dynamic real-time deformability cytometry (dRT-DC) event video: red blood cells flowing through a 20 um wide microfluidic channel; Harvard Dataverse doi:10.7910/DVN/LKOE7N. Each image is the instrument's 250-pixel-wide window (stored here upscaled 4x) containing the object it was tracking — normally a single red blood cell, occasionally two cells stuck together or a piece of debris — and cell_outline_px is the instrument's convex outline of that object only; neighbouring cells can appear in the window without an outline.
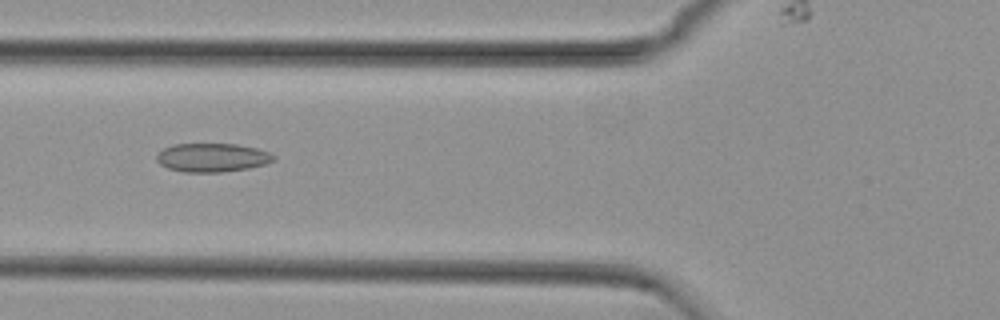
{"species": "common noctule bat (a hibernating species)", "species_latin": "Nyctalus noctula", "temperature_condition": "cold", "stored_images_in_passage": 46, "camera_frame_rate_fps": 3000, "um_per_image_px": 0.085, "animal": {"sex": "female", "body_mass_g": 29.2, "forearm_length_mm": 56.3}, "frame": {"image": 1, "passage_image": 12, "time_ms": 3.667, "image_size_px": [1000, 320], "cell_outline_px": [[276, 156], [272, 160], [264, 164], [248, 168], [224, 172], [184, 172], [168, 168], [160, 164], [156, 160], [156, 152], [172, 144], [236, 144], [256, 148], [268, 152]], "centroid_in_image_um": [17.98, 13.39], "position_along_channel_um": 107.8, "area_um2": 19.54}}
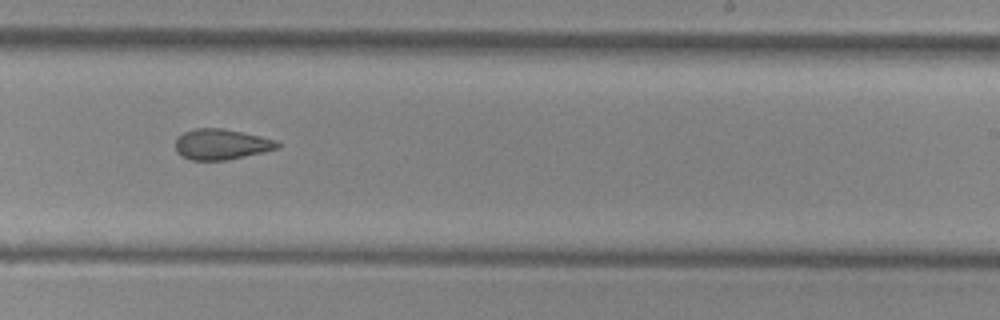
{"frame": {"image": 2, "passage_image": 25, "time_ms": 8.0, "image_size_px": [1000, 320], "cell_outline_px": [[280, 148], [264, 152], [228, 160], [192, 160], [176, 152], [176, 140], [184, 132], [196, 128], [224, 128], [260, 136], [276, 140], [280, 144]], "centroid_in_image_um": [18.85, 12.27], "position_along_channel_um": 270.2, "area_um2": 18.15}}
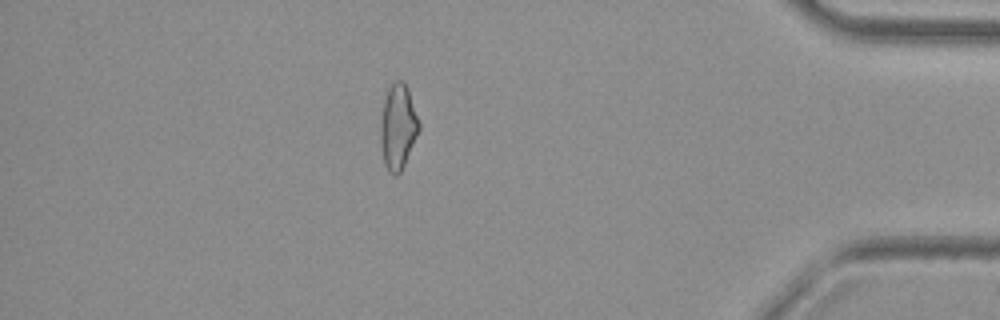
{"frame": {"image": 3, "passage_image": 39, "time_ms": 12.667, "image_size_px": [1000, 320], "cell_outline_px": [[420, 128], [404, 164], [400, 172], [396, 176], [388, 172], [384, 164], [380, 144], [380, 120], [384, 100], [388, 88], [396, 80], [404, 80], [408, 88], [420, 124]], "centroid_in_image_um": [33.81, 10.77], "position_along_channel_um": 401.4, "area_um2": 19.13}, "authors_computed_cell_mechanics": {"area_um2": 19.1318, "velocity_mm_per_s": 3.742, "shape_relaxation_time_tau1_ms": null, "shape_relaxation_time_tau2_ms": 3.3662, "deformation_change_tau1": null, "deformation_change_tau2": 0.0957}}